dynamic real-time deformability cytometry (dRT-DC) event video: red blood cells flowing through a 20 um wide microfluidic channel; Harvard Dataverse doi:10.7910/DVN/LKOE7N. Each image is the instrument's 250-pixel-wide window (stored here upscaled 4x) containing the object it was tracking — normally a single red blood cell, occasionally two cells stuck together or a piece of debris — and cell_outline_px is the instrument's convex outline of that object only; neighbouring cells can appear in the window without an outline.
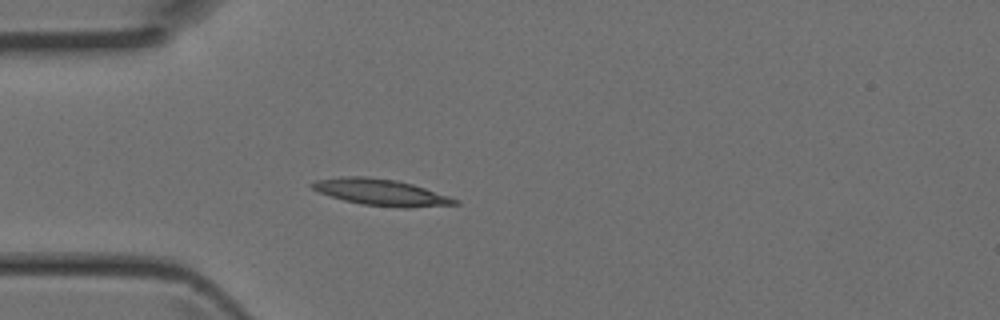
{"species": "Egyptian fruit bat (a non-hibernating species)", "species_latin": "Rousettus aegyptiacus", "temperature_condition": "room temperature", "stored_images_in_passage": 3, "camera_frame_rate_fps": 3000, "um_per_image_px": 0.085, "animal": {"sex": "female"}, "frame": {"image": 1, "passage_image": 3, "time_ms": 0.667, "image_size_px": [1000, 320], "cell_outline_px": [[460, 204], [408, 208], [400, 208], [360, 204], [344, 200], [320, 192], [312, 188], [308, 184], [316, 180], [340, 176], [364, 176], [396, 180], [412, 184], [460, 200]], "centroid_in_image_um": [32.38, 16.35], "position_along_channel_um": 52.6, "area_um2": 21.96}}